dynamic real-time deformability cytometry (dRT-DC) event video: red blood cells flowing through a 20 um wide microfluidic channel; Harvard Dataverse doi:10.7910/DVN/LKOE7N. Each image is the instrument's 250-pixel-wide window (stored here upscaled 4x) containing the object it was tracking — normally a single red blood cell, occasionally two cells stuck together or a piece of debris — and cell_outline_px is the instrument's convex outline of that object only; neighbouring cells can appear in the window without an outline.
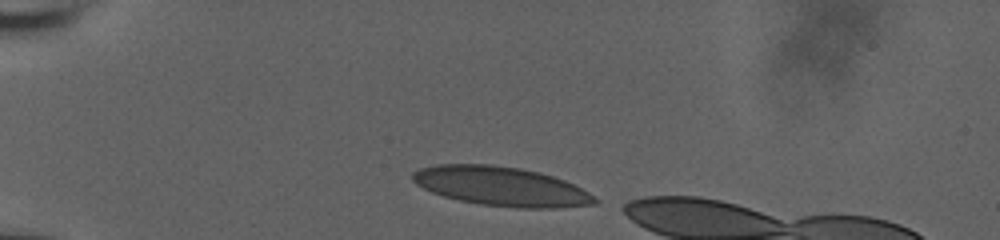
{"species": "human", "species_latin": "Homo sapiens", "temperature_condition": "room temperature", "stored_images_in_passage": 5, "camera_frame_rate_fps": 3000, "um_per_image_px": 0.085, "donor": {"sex": "male"}, "frame": {"image": 1, "passage_image": 1, "time_ms": 0.0, "image_size_px": [1000, 240], "cell_outline_px": [[600, 200], [596, 204], [556, 208], [516, 208], [480, 204], [460, 200], [444, 196], [432, 192], [416, 184], [412, 180], [412, 172], [420, 168], [436, 164], [492, 164], [520, 168], [540, 172], [564, 180], [588, 192]], "centroid_in_image_um": [42.6, 15.83], "position_along_channel_um": 42.4, "area_um2": 41.67}}